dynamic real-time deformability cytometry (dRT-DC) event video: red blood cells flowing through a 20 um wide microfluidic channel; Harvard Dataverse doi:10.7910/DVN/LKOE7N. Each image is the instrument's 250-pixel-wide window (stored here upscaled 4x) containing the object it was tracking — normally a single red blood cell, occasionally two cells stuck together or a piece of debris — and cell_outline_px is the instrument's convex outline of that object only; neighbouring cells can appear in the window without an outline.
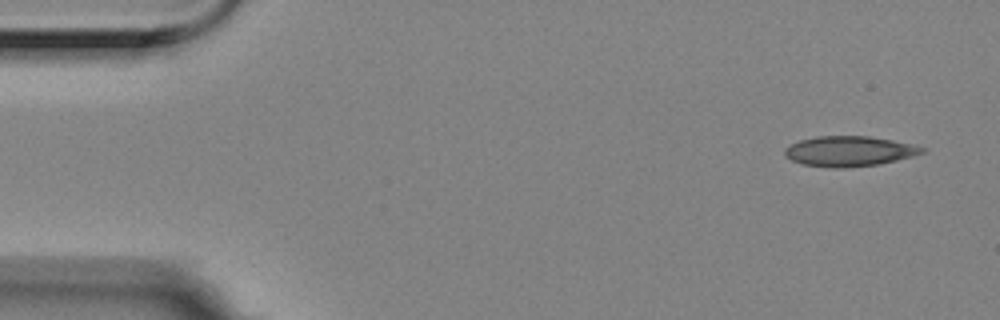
{"species": "Egyptian fruit bat (a non-hibernating species)", "species_latin": "Rousettus aegyptiacus", "temperature_condition": "room temperature", "stored_images_in_passage": 6, "camera_frame_rate_fps": 3000, "um_per_image_px": 0.085, "animal": {"sex": "female"}, "frame": {"image": 1, "passage_image": 1, "time_ms": 0.0, "image_size_px": [1000, 320], "cell_outline_px": [[928, 152], [880, 164], [844, 168], [832, 168], [804, 164], [792, 160], [784, 156], [784, 148], [800, 140], [816, 136], [868, 136], [892, 140], [912, 144], [924, 148]], "centroid_in_image_um": [72.19, 12.85], "position_along_channel_um": 12.8, "area_um2": 24.16}}
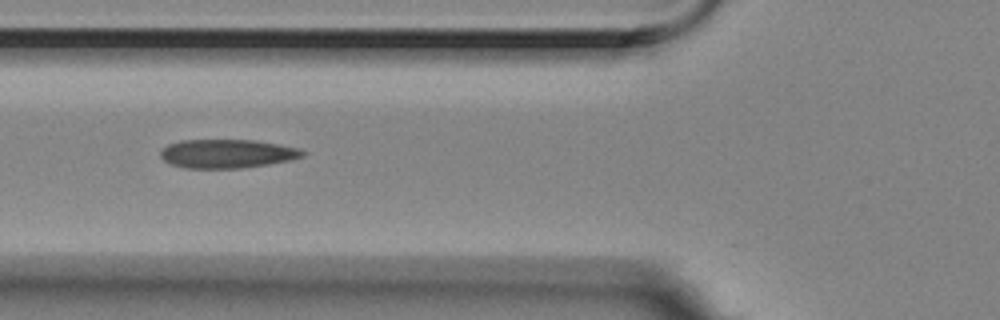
{"frame": {"image": 2, "passage_image": 6, "time_ms": 1.667, "image_size_px": [1000, 320], "cell_outline_px": [[308, 152], [304, 156], [292, 160], [268, 164], [240, 168], [184, 168], [172, 164], [164, 160], [160, 156], [160, 152], [168, 144], [180, 140], [256, 140], [280, 144], [300, 148]], "centroid_in_image_um": [19.36, 13.05], "position_along_channel_um": 106.4, "area_um2": 23.99}}